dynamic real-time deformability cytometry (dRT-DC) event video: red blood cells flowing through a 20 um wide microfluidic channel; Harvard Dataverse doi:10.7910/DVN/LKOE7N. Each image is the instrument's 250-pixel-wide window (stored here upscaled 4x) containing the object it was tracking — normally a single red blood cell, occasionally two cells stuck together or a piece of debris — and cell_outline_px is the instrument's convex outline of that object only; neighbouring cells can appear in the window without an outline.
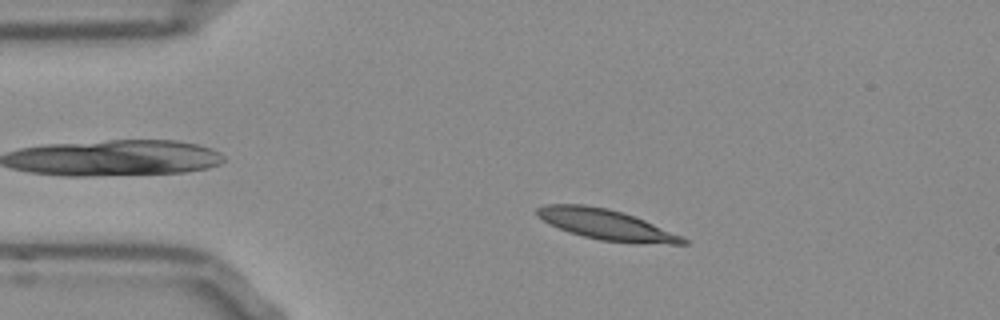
{"species": "Egyptian fruit bat (a non-hibernating species)", "species_latin": "Rousettus aegyptiacus", "temperature_condition": "room temperature", "stored_images_in_passage": 50, "camera_frame_rate_fps": 3000, "um_per_image_px": 0.085, "frame": {"image": 1, "passage_image": 8, "time_ms": 2.333, "image_size_px": [1000, 320], "cell_outline_px": [[688, 244], [636, 244], [600, 240], [568, 232], [548, 224], [536, 216], [536, 208], [544, 204], [584, 204], [608, 208], [644, 220], [680, 236], [688, 240]], "centroid_in_image_um": [51.46, 19.09], "position_along_channel_um": 33.5, "area_um2": 25.89}}
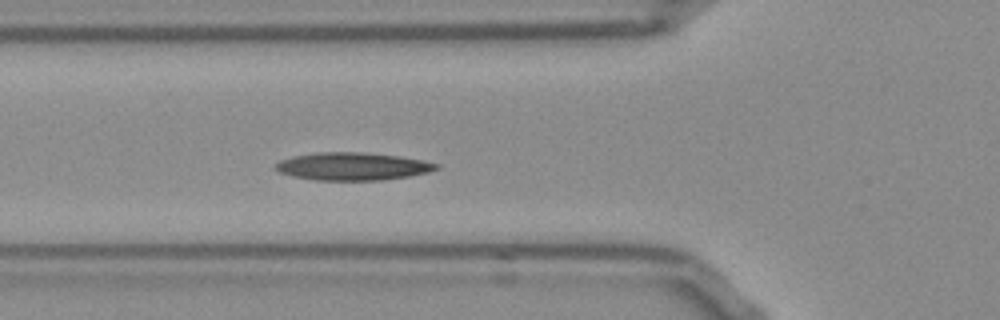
{"frame": {"image": 2, "passage_image": 16, "time_ms": 5.0, "image_size_px": [1000, 320], "cell_outline_px": [[440, 168], [428, 172], [408, 176], [380, 180], [316, 180], [292, 176], [280, 172], [272, 168], [280, 160], [292, 156], [316, 152], [364, 152], [400, 156], [440, 164]], "centroid_in_image_um": [29.94, 14.13], "position_along_channel_um": 95.9, "area_um2": 26.01}}
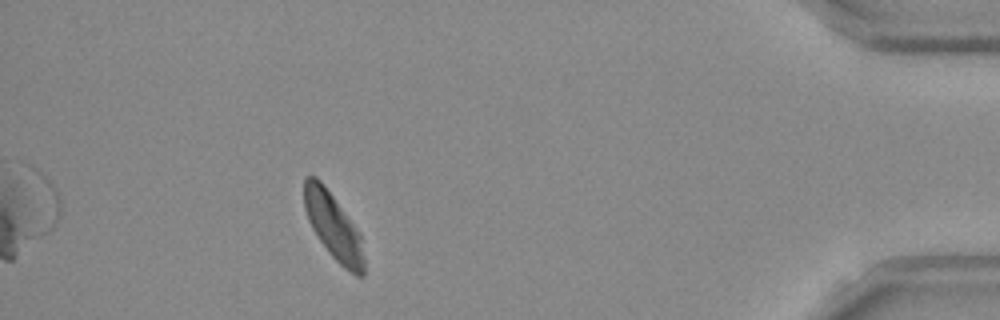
{"frame": {"image": 3, "passage_image": 45, "time_ms": 14.667, "image_size_px": [1000, 320], "cell_outline_px": [[364, 276], [356, 276], [344, 268], [328, 252], [312, 228], [308, 220], [304, 208], [304, 176], [316, 176], [320, 180], [360, 232], [364, 260]], "centroid_in_image_um": [28.33, 19.25], "position_along_channel_um": 406.9, "area_um2": 22.95}, "authors_computed_cell_mechanics": {"area_um2": 24.7384, "velocity_mm_per_s": 3.8004, "shape_relaxation_time_tau1_ms": null, "shape_relaxation_time_tau2_ms": 3.6369, "deformation_change_tau1": null, "deformation_change_tau2": 0.0799}}